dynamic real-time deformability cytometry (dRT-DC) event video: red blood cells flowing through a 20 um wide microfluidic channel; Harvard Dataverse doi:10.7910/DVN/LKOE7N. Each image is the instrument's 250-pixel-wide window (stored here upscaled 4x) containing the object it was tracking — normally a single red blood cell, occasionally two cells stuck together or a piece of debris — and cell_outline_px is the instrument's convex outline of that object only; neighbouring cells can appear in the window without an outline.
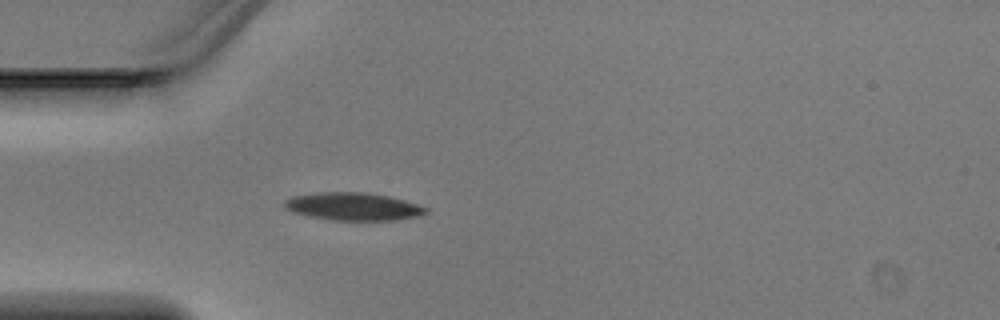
{"species": "Egyptian fruit bat (a non-hibernating species)", "species_latin": "Rousettus aegyptiacus", "temperature_condition": "warm", "stored_images_in_passage": 3, "camera_frame_rate_fps": 3000, "um_per_image_px": 0.085, "animal": {"sex": "male"}, "frame": {"image": 1, "passage_image": 3, "time_ms": 0.667, "image_size_px": [1000, 320], "cell_outline_px": [[428, 212], [420, 216], [392, 220], [336, 220], [308, 216], [292, 212], [284, 208], [284, 200], [292, 196], [320, 192], [364, 192], [388, 196], [404, 200], [428, 208]], "centroid_in_image_um": [30.0, 17.55], "position_along_channel_um": 55.0, "area_um2": 22.83}}